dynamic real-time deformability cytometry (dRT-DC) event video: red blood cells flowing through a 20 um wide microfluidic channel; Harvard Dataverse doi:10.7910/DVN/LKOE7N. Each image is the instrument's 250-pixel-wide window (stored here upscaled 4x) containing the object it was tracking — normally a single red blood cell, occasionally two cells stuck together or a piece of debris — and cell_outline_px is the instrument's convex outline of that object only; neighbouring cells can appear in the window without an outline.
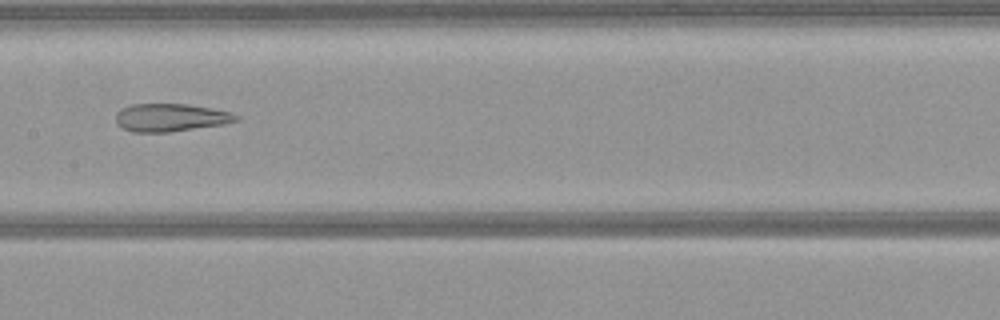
{"species": "common noctule bat (a hibernating species)", "species_latin": "Nyctalus noctula", "temperature_condition": "warm", "stored_images_in_passage": 51, "camera_frame_rate_fps": 3000, "um_per_image_px": 0.085, "animal": {"sex": "female", "body_mass_g": 21.9}, "frame": {"image": 1, "passage_image": 25, "time_ms": 8.0, "image_size_px": [1000, 320], "cell_outline_px": [[240, 120], [224, 124], [168, 132], [132, 132], [120, 128], [116, 124], [116, 112], [120, 108], [128, 104], [188, 104], [232, 112], [240, 116]], "centroid_in_image_um": [14.47, 9.99], "position_along_channel_um": 192.9, "area_um2": 19.83}}
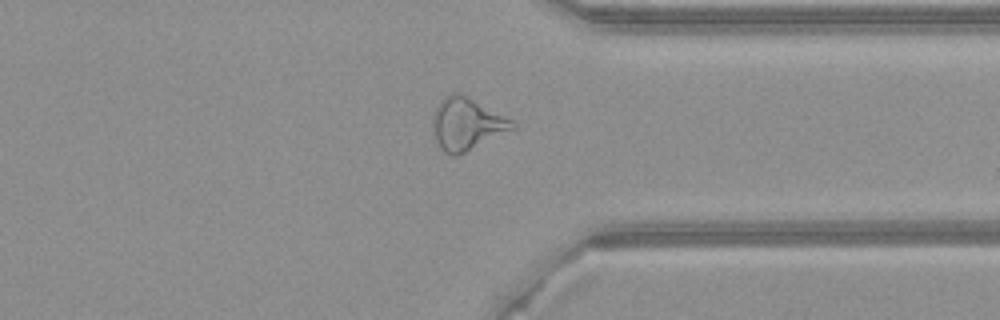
{"frame": {"image": 2, "passage_image": 39, "time_ms": 12.667, "image_size_px": [1000, 320], "cell_outline_px": [[516, 128], [456, 156], [452, 156], [444, 152], [440, 148], [436, 140], [432, 120], [432, 112], [440, 100], [444, 96], [456, 92], [512, 120], [516, 124]], "centroid_in_image_um": [39.63, 10.56], "position_along_channel_um": 371.8, "area_um2": 23.7}}
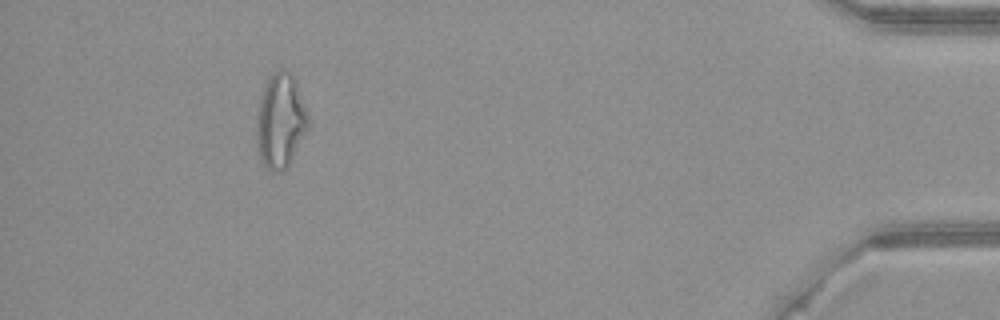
{"frame": {"image": 3, "passage_image": 47, "time_ms": 15.333, "image_size_px": [1000, 320], "cell_outline_px": [[312, 120], [288, 168], [280, 172], [272, 172], [260, 160], [256, 144], [256, 120], [260, 100], [264, 84], [272, 72], [276, 68], [284, 68], [296, 80]], "centroid_in_image_um": [23.86, 10.26], "position_along_channel_um": 411.3, "area_um2": 29.25}}